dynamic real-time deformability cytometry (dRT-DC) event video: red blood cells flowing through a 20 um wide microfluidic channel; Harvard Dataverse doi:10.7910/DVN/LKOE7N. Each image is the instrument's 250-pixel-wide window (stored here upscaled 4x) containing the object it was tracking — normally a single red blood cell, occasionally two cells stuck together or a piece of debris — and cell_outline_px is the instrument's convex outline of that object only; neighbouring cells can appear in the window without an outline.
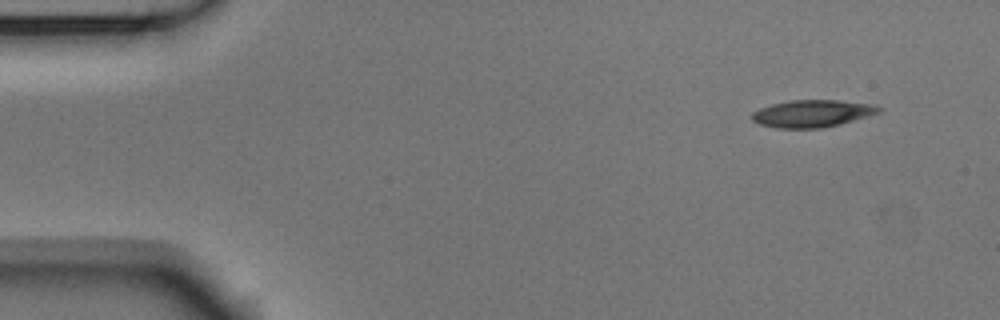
{"species": "Egyptian fruit bat (a non-hibernating species)", "species_latin": "Rousettus aegyptiacus", "temperature_condition": "room temperature", "stored_images_in_passage": 25, "camera_frame_rate_fps": 3000, "um_per_image_px": 0.085, "animal": {"sex": "male"}, "frame": {"image": 1, "passage_image": 1, "time_ms": 0.0, "image_size_px": [1000, 320], "cell_outline_px": [[884, 108], [880, 112], [868, 116], [840, 124], [824, 128], [776, 128], [760, 124], [752, 120], [752, 112], [760, 108], [772, 104], [788, 100], [836, 100], [872, 104]], "centroid_in_image_um": [69.05, 9.65], "position_along_channel_um": 16.0, "area_um2": 20.17}}
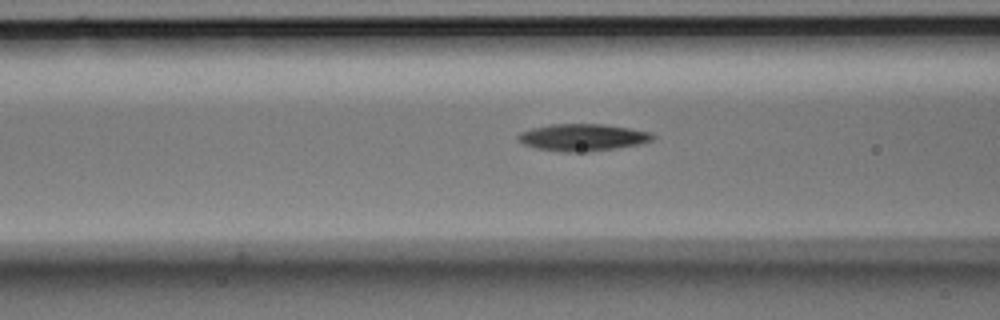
{"frame": {"image": 2, "passage_image": 17, "time_ms": 5.333, "image_size_px": [1000, 320], "cell_outline_px": [[656, 136], [652, 140], [640, 144], [616, 148], [588, 152], [560, 152], [536, 148], [524, 144], [516, 140], [516, 136], [520, 132], [532, 128], [552, 124], [604, 124], [652, 132]], "centroid_in_image_um": [49.51, 11.68], "position_along_channel_um": 117.1, "area_um2": 21.39}}
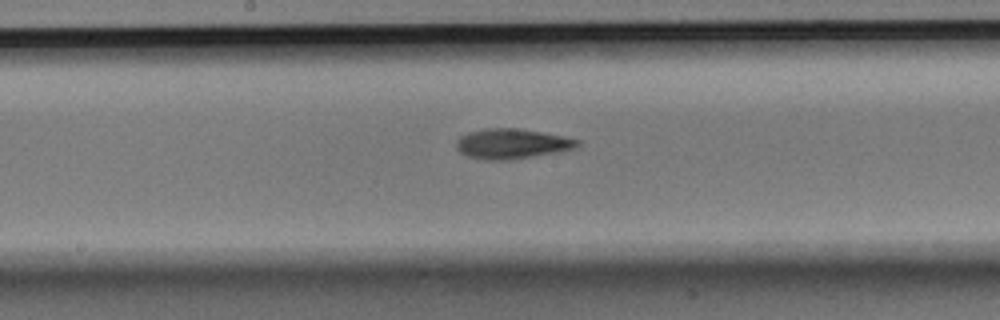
{"frame": {"image": 3, "passage_image": 24, "time_ms": 7.667, "image_size_px": [1000, 320], "cell_outline_px": [[580, 144], [572, 148], [556, 152], [508, 160], [484, 160], [468, 156], [460, 152], [456, 148], [456, 140], [460, 136], [468, 132], [488, 128], [516, 128], [540, 132], [580, 140]], "centroid_in_image_um": [43.44, 12.22], "position_along_channel_um": 204.8, "area_um2": 20.87}}